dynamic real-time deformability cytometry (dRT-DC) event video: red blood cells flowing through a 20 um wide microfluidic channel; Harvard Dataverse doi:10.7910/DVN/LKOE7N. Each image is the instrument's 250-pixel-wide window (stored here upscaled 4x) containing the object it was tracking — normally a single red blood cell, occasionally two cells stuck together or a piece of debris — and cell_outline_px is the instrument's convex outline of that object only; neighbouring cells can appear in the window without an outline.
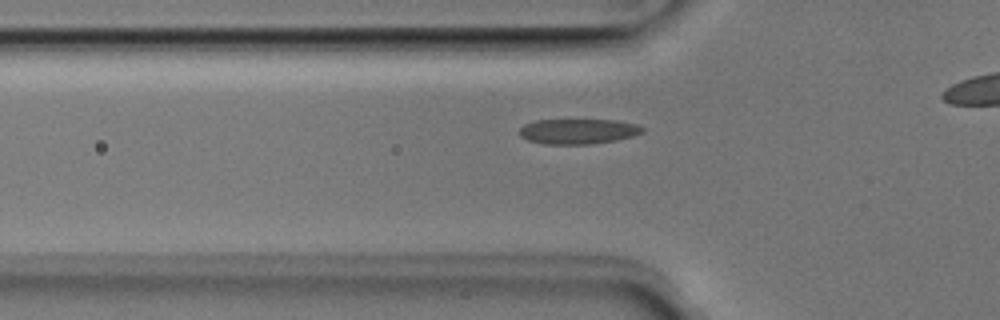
{"species": "Egyptian fruit bat (a non-hibernating species)", "species_latin": "Rousettus aegyptiacus", "temperature_condition": "room temperature", "stored_images_in_passage": 28, "camera_frame_rate_fps": 3000, "um_per_image_px": 0.085, "animal": {"sex": "male"}, "frame": {"image": 1, "passage_image": 3, "time_ms": 0.667, "image_size_px": [1000, 320], "cell_outline_px": [[644, 132], [632, 136], [616, 140], [588, 144], [544, 144], [528, 140], [520, 136], [520, 128], [524, 124], [536, 120], [616, 120], [636, 124], [644, 128]], "centroid_in_image_um": [49.13, 11.16], "position_along_channel_um": 76.7, "area_um2": 17.98}}
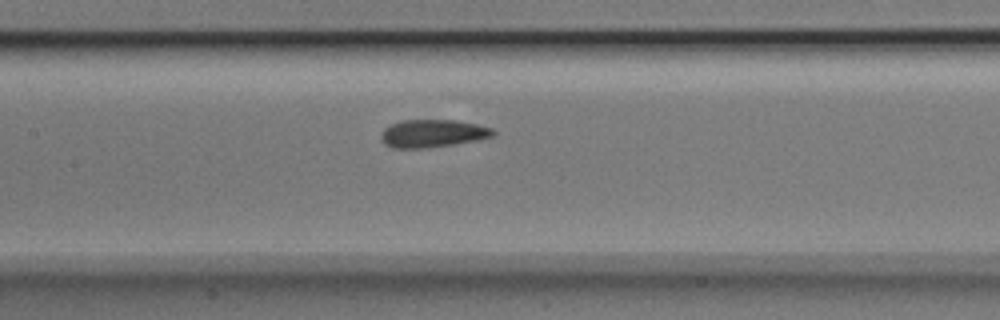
{"frame": {"image": 2, "passage_image": 10, "time_ms": 3.0, "image_size_px": [1000, 320], "cell_outline_px": [[496, 132], [492, 136], [476, 140], [428, 148], [392, 148], [384, 144], [380, 140], [380, 136], [384, 128], [392, 124], [404, 120], [460, 120], [492, 128]], "centroid_in_image_um": [36.75, 11.34], "position_along_channel_um": 170.7, "area_um2": 18.15}}
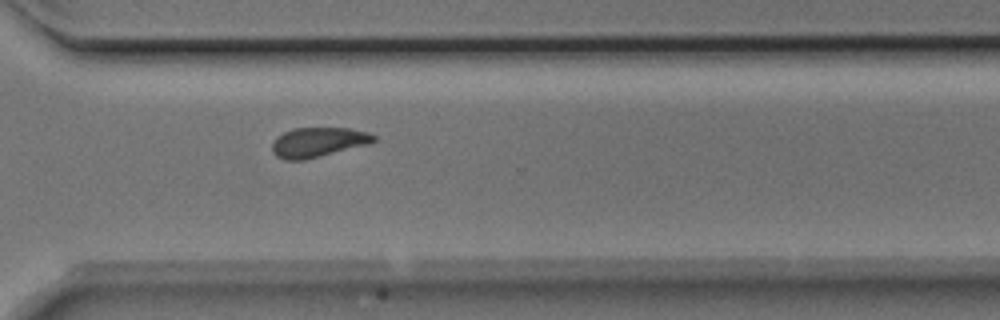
{"frame": {"image": 3, "passage_image": 23, "time_ms": 7.333, "image_size_px": [1000, 320], "cell_outline_px": [[376, 140], [368, 144], [304, 160], [284, 160], [276, 156], [272, 152], [272, 144], [276, 136], [292, 128], [348, 128], [368, 132], [376, 136]], "centroid_in_image_um": [27.01, 12.08], "position_along_channel_um": 343.6, "area_um2": 17.57}}